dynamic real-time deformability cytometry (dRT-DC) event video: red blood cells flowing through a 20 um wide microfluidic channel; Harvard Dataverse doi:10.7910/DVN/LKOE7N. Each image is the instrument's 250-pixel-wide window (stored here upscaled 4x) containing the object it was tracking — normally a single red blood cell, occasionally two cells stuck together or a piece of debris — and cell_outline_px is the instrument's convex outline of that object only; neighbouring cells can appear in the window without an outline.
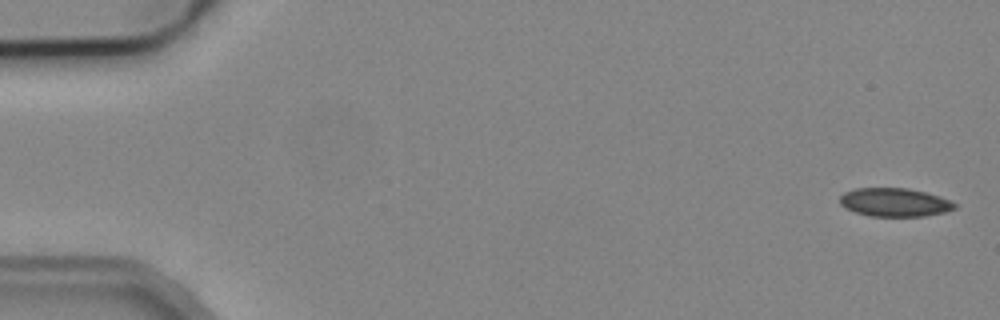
{"species": "common noctule bat (a hibernating species)", "species_latin": "Nyctalus noctula", "temperature_condition": "cold", "stored_images_in_passage": 5, "camera_frame_rate_fps": 3000, "um_per_image_px": 0.085, "animal": {"sex": "male", "body_mass_g": 19.2, "forearm_length_mm": 51.8}, "frame": {"image": 1, "passage_image": 1, "time_ms": 0.0, "image_size_px": [1000, 320], "cell_outline_px": [[956, 208], [944, 212], [924, 216], [872, 216], [856, 212], [840, 204], [840, 196], [844, 192], [856, 188], [908, 188], [940, 196], [952, 200], [956, 204]], "centroid_in_image_um": [76.07, 17.19], "position_along_channel_um": 8.9, "area_um2": 18.96}}